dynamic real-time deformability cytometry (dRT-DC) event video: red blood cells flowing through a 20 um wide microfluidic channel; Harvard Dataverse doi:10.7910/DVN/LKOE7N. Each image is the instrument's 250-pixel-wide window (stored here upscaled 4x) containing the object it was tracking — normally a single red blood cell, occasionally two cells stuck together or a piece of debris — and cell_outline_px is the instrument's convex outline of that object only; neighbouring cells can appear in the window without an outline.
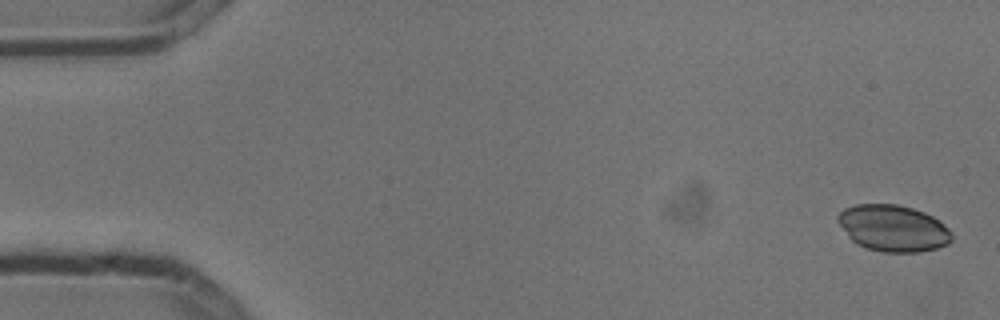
{"species": "common noctule bat (a hibernating species)", "species_latin": "Nyctalus noctula", "temperature_condition": "cold", "stored_images_in_passage": 5, "camera_frame_rate_fps": 3000, "um_per_image_px": 0.085, "animal": {"sex": "male", "body_mass_g": 13.3}, "frame": {"image": 1, "passage_image": 1, "time_ms": 0.0, "image_size_px": [1000, 320], "cell_outline_px": [[952, 240], [948, 244], [936, 248], [920, 252], [884, 252], [868, 248], [856, 244], [848, 236], [836, 220], [836, 216], [844, 208], [856, 204], [896, 204], [912, 208], [924, 212], [940, 220], [952, 232]], "centroid_in_image_um": [75.92, 19.39], "position_along_channel_um": 9.1, "area_um2": 30.98}}
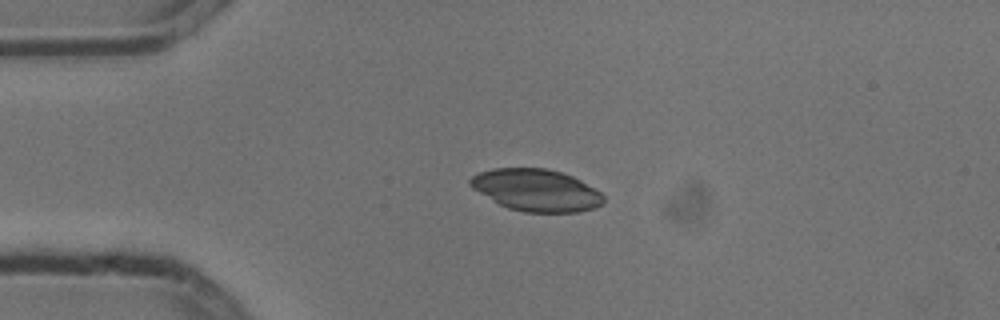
{"frame": {"image": 2, "passage_image": 4, "time_ms": 1.0, "image_size_px": [1000, 320], "cell_outline_px": [[604, 200], [600, 204], [592, 208], [580, 212], [524, 212], [508, 208], [500, 204], [472, 188], [468, 184], [468, 180], [472, 176], [480, 172], [492, 168], [544, 168], [560, 172], [572, 176], [580, 180], [600, 192], [604, 196]], "centroid_in_image_um": [45.56, 16.16], "position_along_channel_um": 39.4, "area_um2": 32.37}}